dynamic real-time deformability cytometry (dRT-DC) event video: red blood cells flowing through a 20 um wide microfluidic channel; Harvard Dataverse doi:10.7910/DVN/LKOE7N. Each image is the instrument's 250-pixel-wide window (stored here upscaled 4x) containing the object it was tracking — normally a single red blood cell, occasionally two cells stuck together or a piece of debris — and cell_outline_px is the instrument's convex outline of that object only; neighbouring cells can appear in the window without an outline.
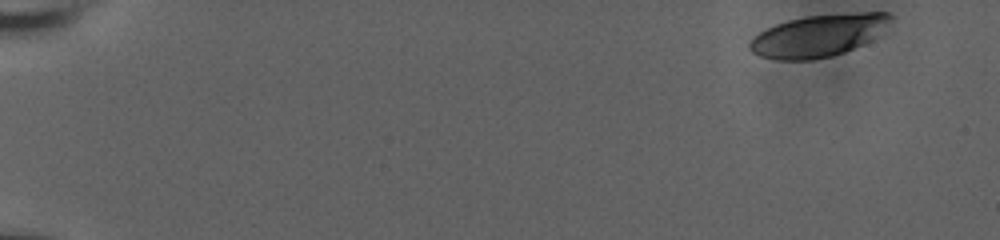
{"species": "human", "species_latin": "Homo sapiens", "temperature_condition": "room temperature", "stored_images_in_passage": 10, "camera_frame_rate_fps": 3000, "um_per_image_px": 0.085, "donor": {"sex": "male"}, "frame": {"image": 1, "passage_image": 1, "time_ms": 0.0, "image_size_px": [1000, 240], "cell_outline_px": [[892, 16], [888, 20], [860, 44], [844, 52], [832, 56], [808, 60], [776, 60], [760, 56], [752, 52], [748, 48], [748, 44], [752, 36], [776, 24], [788, 20], [804, 16], [864, 12], [888, 12]], "centroid_in_image_um": [69.38, 3.03], "position_along_channel_um": 15.6, "area_um2": 33.52}}